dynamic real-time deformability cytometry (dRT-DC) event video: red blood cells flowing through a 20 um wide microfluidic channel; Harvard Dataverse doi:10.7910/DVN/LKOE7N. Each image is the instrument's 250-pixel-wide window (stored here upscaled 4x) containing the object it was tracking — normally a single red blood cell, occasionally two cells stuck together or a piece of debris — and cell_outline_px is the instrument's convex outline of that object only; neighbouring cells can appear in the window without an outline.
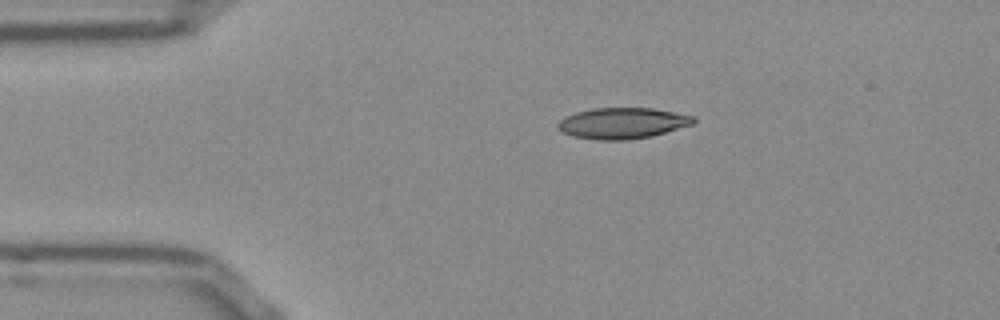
{"species": "Egyptian fruit bat (a non-hibernating species)", "species_latin": "Rousettus aegyptiacus", "temperature_condition": "room temperature", "stored_images_in_passage": 43, "camera_frame_rate_fps": 3000, "um_per_image_px": 0.085, "frame": {"image": 1, "passage_image": 1, "time_ms": 0.0, "image_size_px": [1000, 320], "cell_outline_px": [[696, 124], [652, 136], [628, 140], [596, 140], [572, 136], [556, 128], [556, 124], [560, 120], [576, 112], [592, 108], [652, 108], [696, 116]], "centroid_in_image_um": [52.95, 10.47], "position_along_channel_um": 32.1, "area_um2": 24.74}}
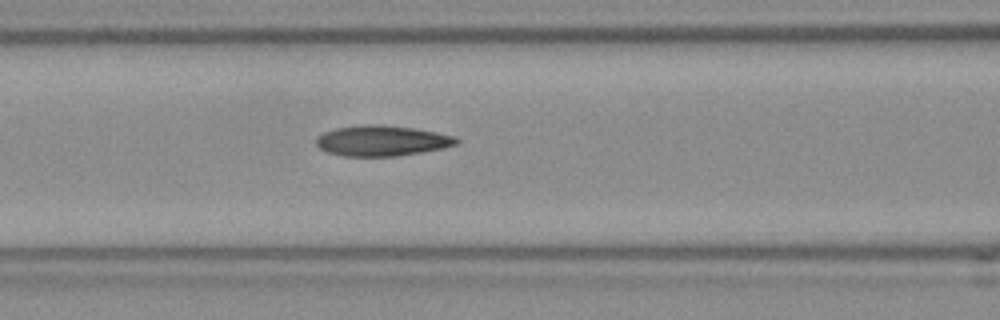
{"frame": {"image": 2, "passage_image": 12, "time_ms": 3.667, "image_size_px": [1000, 320], "cell_outline_px": [[460, 140], [456, 144], [444, 148], [396, 156], [344, 156], [328, 152], [320, 148], [316, 144], [316, 136], [324, 132], [336, 128], [364, 124], [376, 124], [412, 128], [436, 132], [456, 136]], "centroid_in_image_um": [32.45, 11.96], "position_along_channel_um": 134.1, "area_um2": 24.85}}
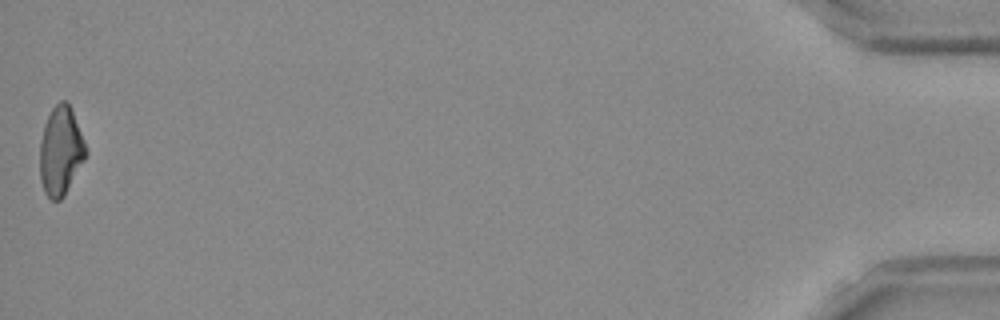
{"frame": {"image": 3, "passage_image": 43, "time_ms": 14.0, "image_size_px": [1000, 320], "cell_outline_px": [[88, 152], [84, 160], [64, 196], [60, 200], [52, 200], [44, 192], [40, 180], [40, 140], [44, 124], [52, 108], [60, 100], [68, 100], [84, 140]], "centroid_in_image_um": [5.15, 12.81], "position_along_channel_um": 430.0, "area_um2": 23.81}, "authors_computed_cell_mechanics": {"area_um2": 24.4494, "velocity_mm_per_s": 3.8548, "shape_relaxation_time_tau1_ms": null, "shape_relaxation_time_tau2_ms": 2.5527, "deformation_change_tau1": null, "deformation_change_tau2": 0.0921}}